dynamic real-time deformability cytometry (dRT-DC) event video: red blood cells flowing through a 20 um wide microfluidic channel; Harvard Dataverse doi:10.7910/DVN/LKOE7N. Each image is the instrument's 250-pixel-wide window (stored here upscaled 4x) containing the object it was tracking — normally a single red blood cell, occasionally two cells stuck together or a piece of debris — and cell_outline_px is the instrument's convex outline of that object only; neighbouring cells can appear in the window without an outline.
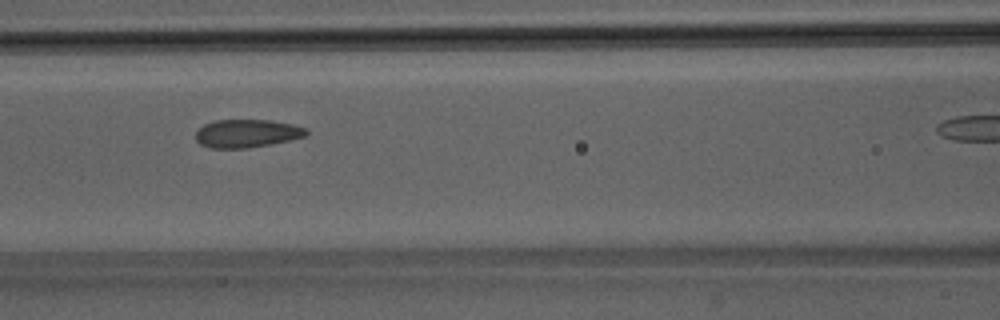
{"species": "Egyptian fruit bat (a non-hibernating species)", "species_latin": "Rousettus aegyptiacus", "temperature_condition": "room temperature", "stored_images_in_passage": 27, "camera_frame_rate_fps": 3000, "um_per_image_px": 0.085, "animal": {"sex": "male"}, "frame": {"image": 1, "passage_image": 8, "time_ms": 2.333, "image_size_px": [1000, 320], "cell_outline_px": [[308, 132], [304, 136], [292, 140], [248, 148], [212, 148], [200, 144], [196, 140], [196, 132], [204, 124], [216, 120], [268, 120], [292, 124], [308, 128]], "centroid_in_image_um": [21.0, 11.34], "position_along_channel_um": 145.6, "area_um2": 18.09}}
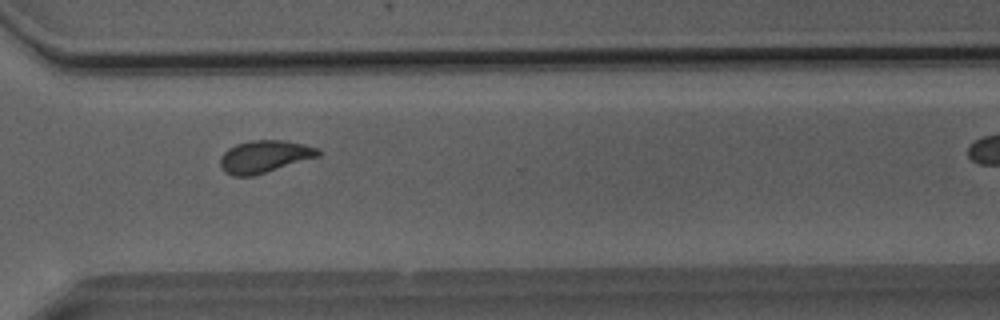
{"frame": {"image": 2, "passage_image": 23, "time_ms": 7.333, "image_size_px": [1000, 320], "cell_outline_px": [[320, 156], [252, 176], [232, 176], [224, 172], [220, 168], [220, 156], [228, 148], [236, 144], [252, 140], [284, 140], [304, 144], [316, 148], [320, 152]], "centroid_in_image_um": [22.44, 13.31], "position_along_channel_um": 348.2, "area_um2": 18.44}}